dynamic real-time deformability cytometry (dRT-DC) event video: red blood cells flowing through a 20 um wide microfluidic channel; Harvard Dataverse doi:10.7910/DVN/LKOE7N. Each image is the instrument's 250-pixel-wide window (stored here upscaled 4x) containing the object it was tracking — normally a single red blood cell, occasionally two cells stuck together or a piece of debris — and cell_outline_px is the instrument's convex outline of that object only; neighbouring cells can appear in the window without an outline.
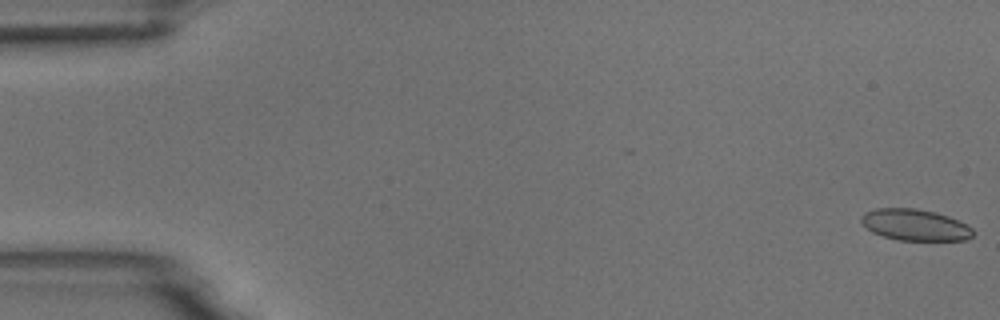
{"species": "common noctule bat (a hibernating species)", "species_latin": "Nyctalus noctula", "temperature_condition": "room temperature", "stored_images_in_passage": 55, "camera_frame_rate_fps": 3000, "um_per_image_px": 0.085, "animal": {"sex": "male", "body_mass_g": 18.8}, "frame": {"image": 1, "passage_image": 1, "time_ms": 0.0, "image_size_px": [1000, 320], "cell_outline_px": [[972, 236], [968, 240], [896, 240], [872, 232], [860, 220], [860, 216], [864, 212], [876, 208], [912, 208], [936, 212], [948, 216], [968, 224], [972, 228]], "centroid_in_image_um": [77.78, 19.11], "position_along_channel_um": 7.2, "area_um2": 20.46}}
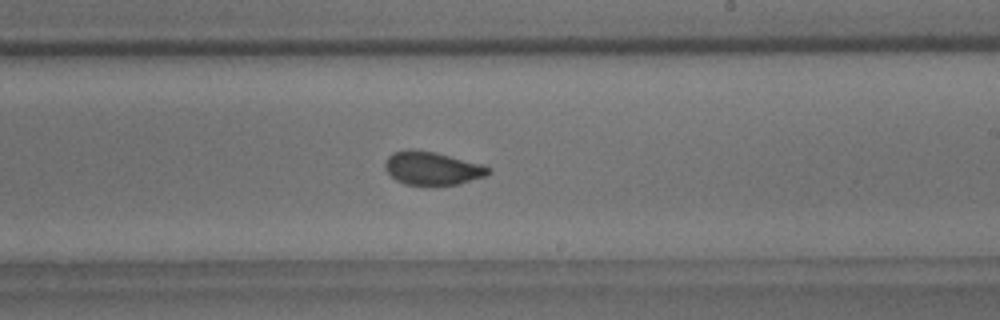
{"frame": {"image": 2, "passage_image": 33, "time_ms": 10.667, "image_size_px": [1000, 320], "cell_outline_px": [[492, 172], [488, 176], [460, 184], [404, 184], [396, 180], [384, 168], [384, 164], [388, 156], [392, 152], [416, 148], [436, 152], [480, 164], [492, 168]], "centroid_in_image_um": [36.76, 14.29], "position_along_channel_um": 252.2, "area_um2": 20.11}}
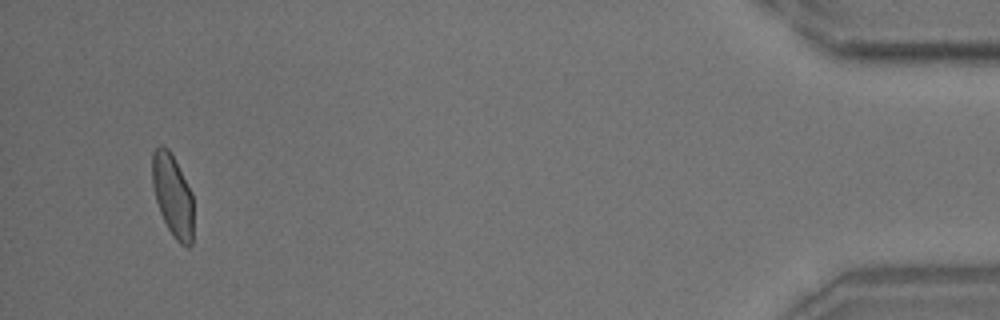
{"frame": {"image": 3, "passage_image": 53, "time_ms": 17.333, "image_size_px": [1000, 320], "cell_outline_px": [[192, 244], [188, 248], [180, 244], [172, 236], [160, 212], [156, 200], [152, 184], [152, 152], [160, 144], [164, 144], [168, 148], [192, 192]], "centroid_in_image_um": [14.66, 16.61], "position_along_channel_um": 420.5, "area_um2": 19.71}, "authors_computed_cell_mechanics": {"area_um2": 20.4612, "velocity_mm_per_s": 3.6777, "shape_relaxation_time_tau1_ms": 6.6696, "shape_relaxation_time_tau2_ms": 0.9002, "deformation_change_tau1": 0.1388, "deformation_change_tau2": 0.0545}}